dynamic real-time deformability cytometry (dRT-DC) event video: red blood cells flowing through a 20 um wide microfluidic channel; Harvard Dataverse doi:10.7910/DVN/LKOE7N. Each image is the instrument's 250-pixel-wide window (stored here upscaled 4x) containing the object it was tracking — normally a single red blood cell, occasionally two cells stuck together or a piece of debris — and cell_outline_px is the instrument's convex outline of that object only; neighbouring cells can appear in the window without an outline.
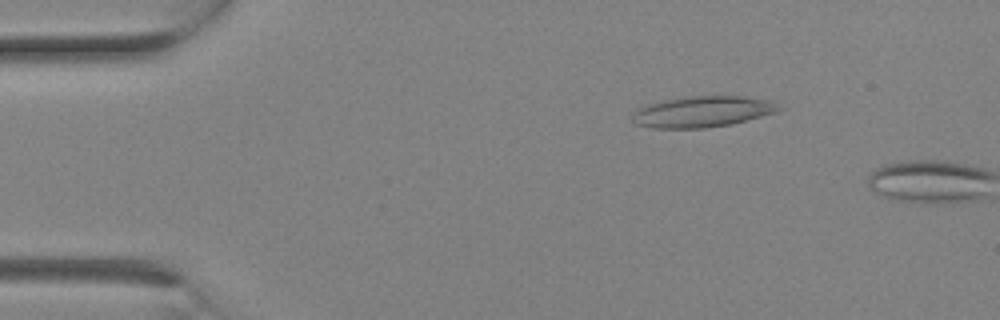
{"species": "Egyptian fruit bat (a non-hibernating species)", "species_latin": "Rousettus aegyptiacus", "temperature_condition": "room temperature", "stored_images_in_passage": 5, "camera_frame_rate_fps": 3000, "um_per_image_px": 0.085, "animal": {"sex": "female"}, "frame": {"image": 1, "passage_image": 4, "time_ms": 1.0, "image_size_px": [1000, 320], "cell_outline_px": [[784, 108], [776, 112], [732, 124], [704, 128], [652, 128], [636, 124], [632, 120], [632, 112], [636, 108], [648, 104], [664, 100], [684, 96], [740, 96], [776, 100]], "centroid_in_image_um": [59.74, 9.48], "position_along_channel_um": 25.3, "area_um2": 26.88}}